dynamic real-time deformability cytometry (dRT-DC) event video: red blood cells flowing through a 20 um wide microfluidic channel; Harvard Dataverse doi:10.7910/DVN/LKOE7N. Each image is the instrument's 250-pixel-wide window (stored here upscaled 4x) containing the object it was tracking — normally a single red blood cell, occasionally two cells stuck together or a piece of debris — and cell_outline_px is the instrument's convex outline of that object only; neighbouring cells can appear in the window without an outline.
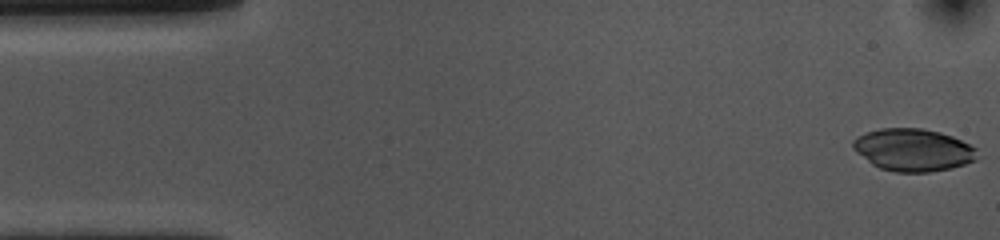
{"species": "common noctule bat (a hibernating species)", "species_latin": "Nyctalus noctula", "temperature_condition": "cold", "stored_images_in_passage": 53, "camera_frame_rate_fps": 3000, "um_per_image_px": 0.085, "animal": {"sex": "female", "body_mass_g": 10.0, "forearm_length_mm": 53.1}, "frame": {"image": 1, "passage_image": 1, "time_ms": 0.0, "image_size_px": [1000, 240], "cell_outline_px": [[976, 160], [952, 168], [928, 172], [896, 172], [880, 168], [872, 164], [856, 152], [852, 148], [852, 140], [856, 136], [880, 128], [924, 128], [940, 132], [952, 136], [976, 148]], "centroid_in_image_um": [77.59, 12.74], "position_along_channel_um": 7.4, "area_um2": 30.69}}
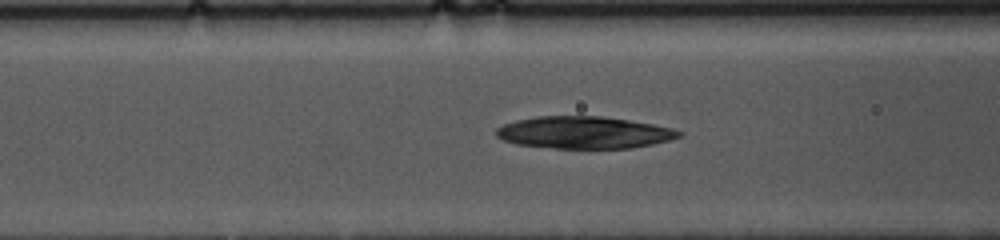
{"frame": {"image": 2, "passage_image": 19, "time_ms": 6.0, "image_size_px": [1000, 240], "cell_outline_px": [[684, 136], [652, 144], [632, 148], [556, 148], [516, 144], [504, 140], [496, 136], [496, 128], [504, 124], [516, 120], [536, 116], [600, 116], [628, 120], [652, 124], [672, 128], [684, 132]], "centroid_in_image_um": [49.65, 11.26], "position_along_channel_um": 116.9, "area_um2": 34.16}}
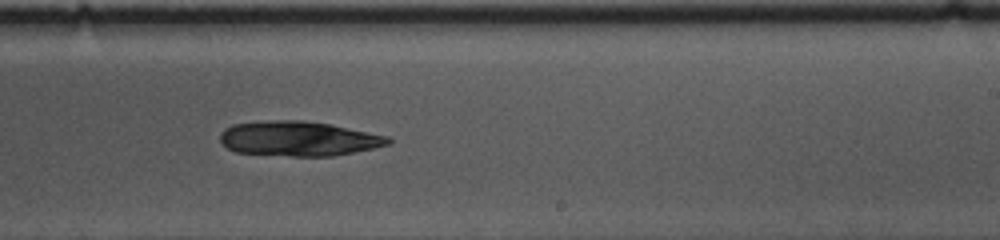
{"frame": {"image": 3, "passage_image": 31, "time_ms": 10.0, "image_size_px": [1000, 240], "cell_outline_px": [[392, 140], [388, 144], [372, 148], [332, 156], [292, 156], [236, 152], [228, 148], [220, 140], [220, 132], [224, 128], [232, 124], [268, 120], [304, 120], [328, 124], [388, 136]], "centroid_in_image_um": [25.32, 11.77], "position_along_channel_um": 263.7, "area_um2": 33.81}}